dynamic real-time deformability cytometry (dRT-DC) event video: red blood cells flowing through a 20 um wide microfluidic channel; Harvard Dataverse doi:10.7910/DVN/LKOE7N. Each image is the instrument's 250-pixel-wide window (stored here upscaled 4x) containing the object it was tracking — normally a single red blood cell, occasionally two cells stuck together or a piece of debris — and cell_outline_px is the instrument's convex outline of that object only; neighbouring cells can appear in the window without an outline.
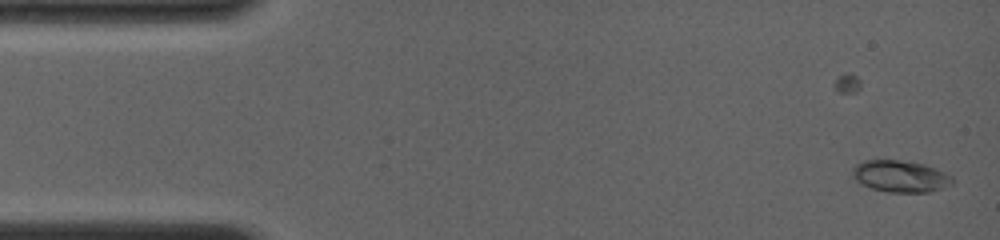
{"species": "common noctule bat (a hibernating species)", "species_latin": "Nyctalus noctula", "temperature_condition": "room temperature", "stored_images_in_passage": 101, "camera_frame_rate_fps": 4000, "um_per_image_px": 0.085, "animal": {"sex": "female", "body_mass_g": 19.0, "forearm_length_mm": 56.7}, "frame": {"image": 1, "passage_image": 1, "time_ms": 0.0, "image_size_px": [1000, 240], "cell_outline_px": [[956, 180], [952, 184], [944, 188], [928, 192], [888, 192], [872, 188], [856, 180], [852, 176], [852, 168], [856, 164], [864, 160], [896, 160], [924, 164], [936, 168], [952, 176]], "centroid_in_image_um": [76.56, 14.98], "position_along_channel_um": 8.4, "area_um2": 18.5}}
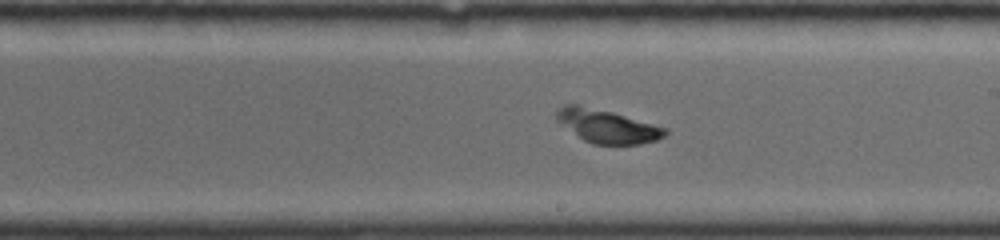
{"frame": {"image": 2, "passage_image": 62, "time_ms": 8.5, "image_size_px": [1000, 240], "cell_outline_px": [[668, 132], [664, 136], [656, 140], [640, 144], [592, 144], [584, 140], [556, 120], [556, 112], [564, 104], [576, 104], [612, 112], [668, 128]], "centroid_in_image_um": [51.62, 10.73], "position_along_channel_um": 237.4, "area_um2": 20.81}}
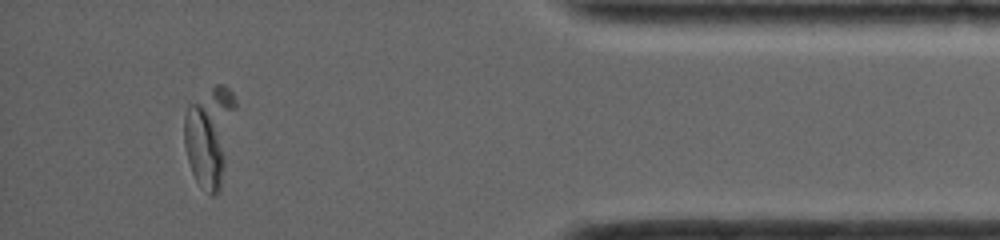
{"frame": {"image": 3, "passage_image": 100, "time_ms": 13.75, "image_size_px": [1000, 240], "cell_outline_px": [[236, 108], [220, 192], [212, 196], [200, 188], [192, 172], [188, 160], [184, 144], [184, 116], [188, 104], [216, 84], [224, 84], [232, 92], [236, 100]], "centroid_in_image_um": [17.81, 11.54], "position_along_channel_um": 417.4, "area_um2": 29.88}}